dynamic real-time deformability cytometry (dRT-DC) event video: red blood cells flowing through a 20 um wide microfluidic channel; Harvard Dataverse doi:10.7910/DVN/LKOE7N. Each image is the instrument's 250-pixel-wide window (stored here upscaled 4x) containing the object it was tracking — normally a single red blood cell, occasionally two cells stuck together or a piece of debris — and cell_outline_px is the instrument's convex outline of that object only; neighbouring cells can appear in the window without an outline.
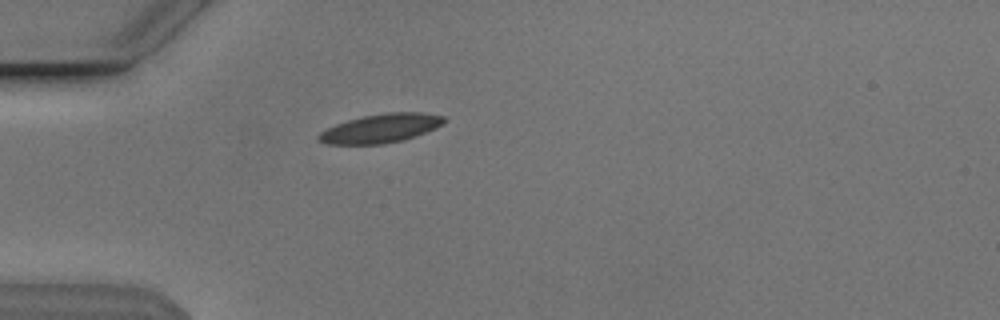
{"species": "Egyptian fruit bat (a non-hibernating species)", "species_latin": "Rousettus aegyptiacus", "temperature_condition": "cold", "stored_images_in_passage": 39, "camera_frame_rate_fps": 3000, "um_per_image_px": 0.085, "animal": {"sex": "male"}, "frame": {"image": 1, "passage_image": 1, "time_ms": 0.0, "image_size_px": [1000, 320], "cell_outline_px": [[448, 120], [424, 132], [400, 140], [380, 144], [328, 144], [316, 140], [316, 136], [320, 132], [336, 124], [348, 120], [364, 116], [388, 112], [420, 112], [444, 116]], "centroid_in_image_um": [32.3, 10.9], "position_along_channel_um": 52.7, "area_um2": 20.63}}
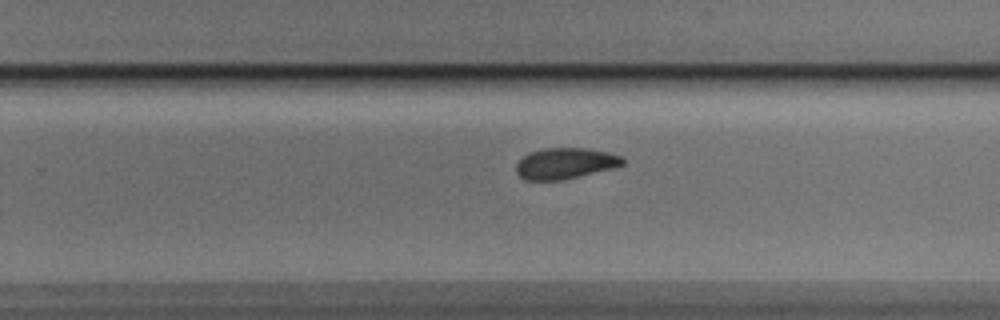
{"frame": {"image": 2, "passage_image": 20, "time_ms": 6.333, "image_size_px": [1000, 320], "cell_outline_px": [[624, 164], [612, 168], [564, 180], [524, 180], [516, 172], [516, 164], [528, 152], [544, 148], [588, 148], [608, 152], [620, 156], [624, 160]], "centroid_in_image_um": [48.02, 13.89], "position_along_channel_um": 281.8, "area_um2": 19.25}}
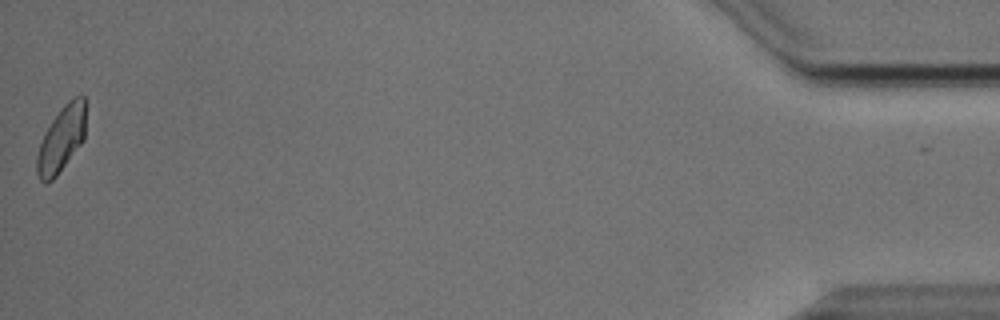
{"frame": {"image": 3, "passage_image": 39, "time_ms": 12.667, "image_size_px": [1000, 320], "cell_outline_px": [[84, 140], [56, 176], [52, 180], [44, 184], [40, 180], [36, 172], [36, 156], [44, 132], [60, 108], [68, 100], [76, 96], [84, 96]], "centroid_in_image_um": [5.18, 11.84], "position_along_channel_um": 430.0, "area_um2": 18.55}, "authors_computed_cell_mechanics": {"area_um2": 19.7098, "velocity_mm_per_s": 3.8153, "shape_relaxation_time_tau1_ms": 6.3363, "shape_relaxation_time_tau2_ms": 1.9853, "deformation_change_tau1": 0.135, "deformation_change_tau2": 0.0557}}